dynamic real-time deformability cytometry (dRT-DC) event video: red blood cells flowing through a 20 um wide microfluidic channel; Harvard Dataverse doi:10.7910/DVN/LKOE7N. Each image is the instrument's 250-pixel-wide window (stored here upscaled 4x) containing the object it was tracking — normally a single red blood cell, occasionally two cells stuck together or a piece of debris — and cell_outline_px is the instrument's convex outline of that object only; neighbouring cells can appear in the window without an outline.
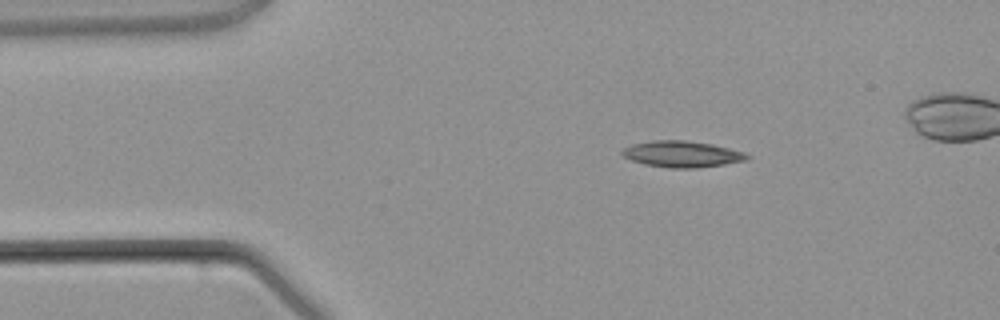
{"species": "common noctule bat (a hibernating species)", "species_latin": "Nyctalus noctula", "temperature_condition": "warm", "stored_images_in_passage": 3, "camera_frame_rate_fps": 3000, "um_per_image_px": 0.085, "animal": {"sex": "male", "body_mass_g": 21.5, "forearm_length_mm": 52.0}, "frame": {"image": 1, "passage_image": 1, "time_ms": 0.0, "image_size_px": [1000, 320], "cell_outline_px": [[752, 156], [748, 160], [724, 164], [696, 168], [668, 168], [644, 164], [632, 160], [624, 156], [620, 152], [624, 148], [632, 144], [652, 140], [688, 140], [712, 144], [744, 152]], "centroid_in_image_um": [57.98, 13.09], "position_along_channel_um": 27.0, "area_um2": 19.19}}